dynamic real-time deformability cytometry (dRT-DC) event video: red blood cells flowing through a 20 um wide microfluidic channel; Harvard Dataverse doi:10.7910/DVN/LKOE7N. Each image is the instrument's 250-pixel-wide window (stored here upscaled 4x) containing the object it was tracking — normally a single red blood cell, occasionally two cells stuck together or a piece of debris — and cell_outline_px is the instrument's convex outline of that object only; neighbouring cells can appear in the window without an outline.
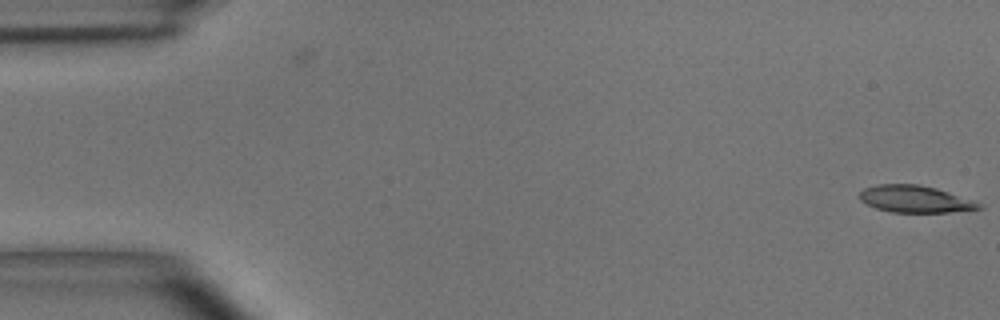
{"species": "common noctule bat (a hibernating species)", "species_latin": "Nyctalus noctula", "temperature_condition": "room temperature", "stored_images_in_passage": 2, "camera_frame_rate_fps": 3000, "um_per_image_px": 0.085, "animal": {"sex": "male", "body_mass_g": 15.6}, "frame": {"image": 1, "passage_image": 2, "time_ms": 0.333, "image_size_px": [1000, 320], "cell_outline_px": [[984, 208], [948, 212], [892, 212], [876, 208], [860, 200], [860, 192], [864, 188], [876, 184], [916, 184], [936, 188], [984, 204]], "centroid_in_image_um": [77.79, 16.92], "position_along_channel_um": 7.2, "area_um2": 18.61}}